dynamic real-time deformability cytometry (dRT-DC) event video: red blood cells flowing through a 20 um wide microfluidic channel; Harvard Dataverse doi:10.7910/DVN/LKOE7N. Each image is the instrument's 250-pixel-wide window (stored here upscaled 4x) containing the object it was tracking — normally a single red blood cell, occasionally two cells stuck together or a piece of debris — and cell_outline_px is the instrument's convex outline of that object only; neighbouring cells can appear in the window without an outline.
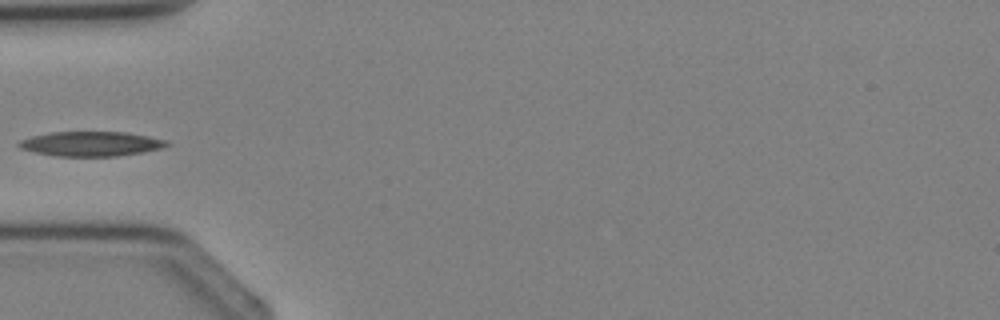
{"species": "Egyptian fruit bat (a non-hibernating species)", "species_latin": "Rousettus aegyptiacus", "temperature_condition": "cold", "stored_images_in_passage": 3, "camera_frame_rate_fps": 3000, "um_per_image_px": 0.085, "animal": {"sex": "female"}, "frame": {"image": 1, "passage_image": 3, "time_ms": 3.333, "image_size_px": [1000, 320], "cell_outline_px": [[172, 144], [164, 148], [144, 152], [116, 156], [56, 156], [36, 152], [20, 148], [16, 144], [20, 140], [32, 136], [52, 132], [128, 132], [168, 140]], "centroid_in_image_um": [7.8, 12.22], "position_along_channel_um": 77.2, "area_um2": 21.39}}